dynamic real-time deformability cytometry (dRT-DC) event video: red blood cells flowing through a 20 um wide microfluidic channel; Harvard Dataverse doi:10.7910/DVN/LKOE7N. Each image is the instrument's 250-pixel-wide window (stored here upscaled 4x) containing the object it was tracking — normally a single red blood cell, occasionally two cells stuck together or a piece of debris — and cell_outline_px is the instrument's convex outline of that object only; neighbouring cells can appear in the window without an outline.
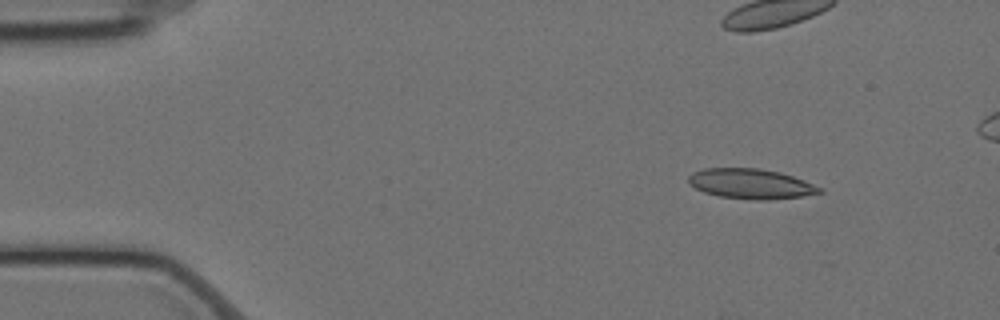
{"species": "Egyptian fruit bat (a non-hibernating species)", "species_latin": "Rousettus aegyptiacus", "temperature_condition": "cold", "stored_images_in_passage": 8, "camera_frame_rate_fps": 3000, "um_per_image_px": 0.085, "animal": {"sex": "female"}, "frame": {"image": 1, "passage_image": 1, "time_ms": 0.0, "image_size_px": [1000, 320], "cell_outline_px": [[824, 192], [800, 196], [768, 200], [756, 200], [720, 196], [704, 192], [688, 184], [688, 176], [692, 172], [704, 168], [760, 168], [780, 172], [804, 180], [824, 188]], "centroid_in_image_um": [63.82, 15.61], "position_along_channel_um": 21.2, "area_um2": 23.0}}